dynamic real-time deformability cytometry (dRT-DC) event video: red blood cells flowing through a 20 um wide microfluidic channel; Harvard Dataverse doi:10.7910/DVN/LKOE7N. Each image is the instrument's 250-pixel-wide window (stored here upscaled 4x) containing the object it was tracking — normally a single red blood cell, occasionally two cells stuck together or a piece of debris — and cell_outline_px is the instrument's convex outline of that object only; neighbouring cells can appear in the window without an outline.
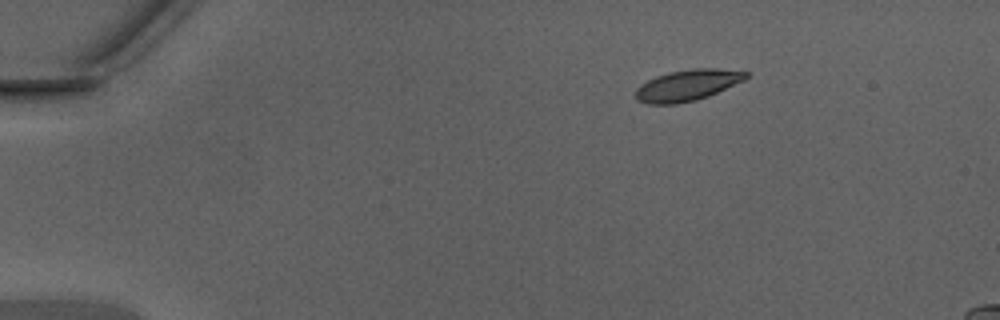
{"species": "Egyptian fruit bat (a non-hibernating species)", "species_latin": "Rousettus aegyptiacus", "temperature_condition": "warm", "stored_images_in_passage": 8, "camera_frame_rate_fps": 3000, "um_per_image_px": 0.085, "animal": {"sex": "male"}, "frame": {"image": 1, "passage_image": 1, "time_ms": 0.0, "image_size_px": [1000, 320], "cell_outline_px": [[748, 76], [744, 80], [708, 96], [696, 100], [676, 104], [648, 104], [636, 100], [636, 88], [640, 84], [656, 76], [668, 72], [692, 68], [716, 68], [748, 72]], "centroid_in_image_um": [58.4, 7.24], "position_along_channel_um": 26.6, "area_um2": 20.0}}